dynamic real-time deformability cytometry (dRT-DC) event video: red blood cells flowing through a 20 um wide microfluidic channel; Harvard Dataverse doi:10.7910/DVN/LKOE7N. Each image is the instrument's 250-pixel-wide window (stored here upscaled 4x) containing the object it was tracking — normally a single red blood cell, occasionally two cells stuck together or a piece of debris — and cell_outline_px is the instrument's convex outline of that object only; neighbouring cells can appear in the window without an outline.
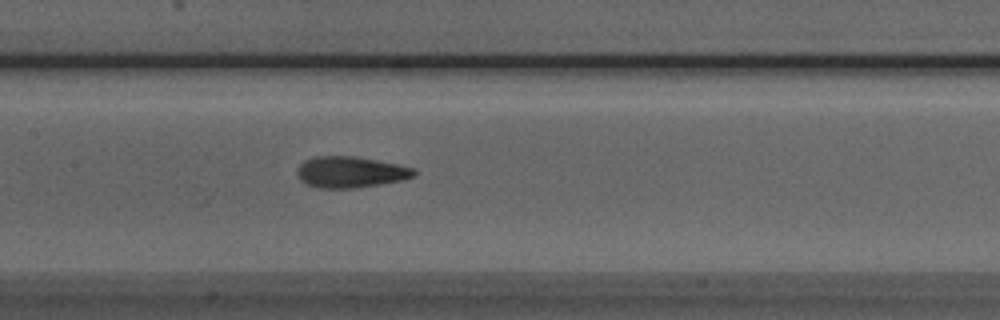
{"species": "Egyptian fruit bat (a non-hibernating species)", "species_latin": "Rousettus aegyptiacus", "temperature_condition": "room temperature", "stored_images_in_passage": 29, "camera_frame_rate_fps": 3000, "um_per_image_px": 0.085, "animal": {"sex": "male"}, "frame": {"image": 1, "passage_image": 17, "time_ms": 5.333, "image_size_px": [1000, 320], "cell_outline_px": [[416, 176], [404, 180], [380, 184], [352, 188], [316, 188], [300, 180], [296, 172], [300, 164], [304, 160], [316, 156], [356, 156], [396, 164], [412, 168], [416, 172]], "centroid_in_image_um": [29.78, 14.63], "position_along_channel_um": 177.6, "area_um2": 21.21}}
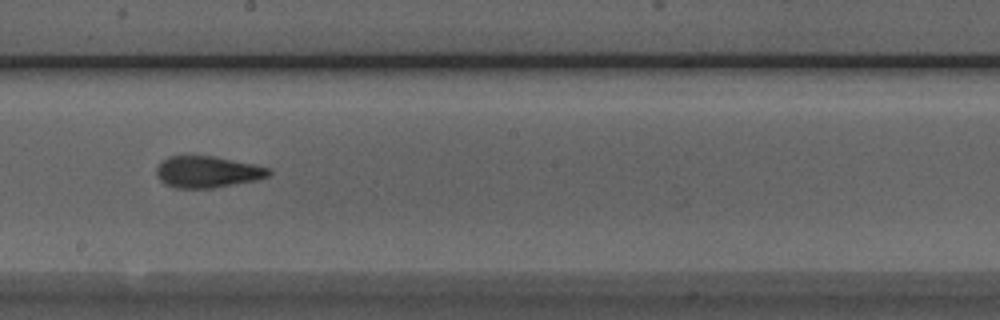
{"frame": {"image": 2, "passage_image": 21, "time_ms": 6.667, "image_size_px": [1000, 320], "cell_outline_px": [[272, 172], [268, 176], [256, 180], [212, 188], [176, 188], [164, 184], [156, 176], [156, 168], [160, 160], [168, 156], [212, 156], [272, 168]], "centroid_in_image_um": [17.59, 14.61], "position_along_channel_um": 230.6, "area_um2": 20.69}}